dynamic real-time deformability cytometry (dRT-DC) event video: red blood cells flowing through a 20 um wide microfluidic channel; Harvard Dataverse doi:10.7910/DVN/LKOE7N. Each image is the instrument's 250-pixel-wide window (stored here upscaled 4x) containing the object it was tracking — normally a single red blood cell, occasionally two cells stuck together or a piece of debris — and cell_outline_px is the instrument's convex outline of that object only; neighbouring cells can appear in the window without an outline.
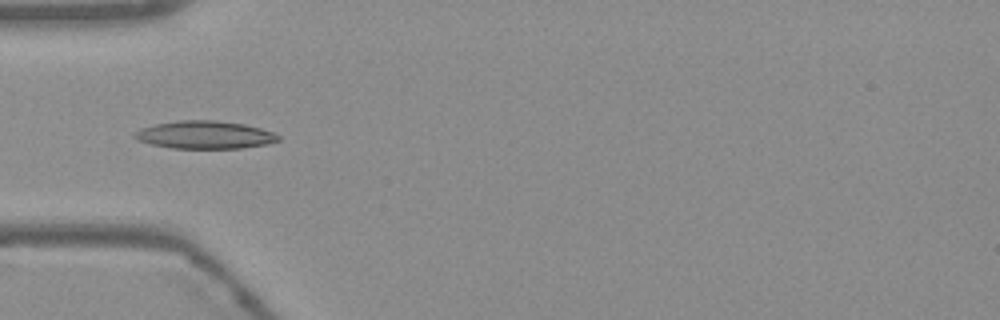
{"species": "Egyptian fruit bat (a non-hibernating species)", "species_latin": "Rousettus aegyptiacus", "temperature_condition": "warm", "stored_images_in_passage": 40, "camera_frame_rate_fps": 3000, "um_per_image_px": 0.085, "frame": {"image": 1, "passage_image": 3, "time_ms": 0.667, "image_size_px": [1000, 320], "cell_outline_px": [[280, 140], [268, 144], [240, 148], [172, 148], [152, 144], [136, 140], [132, 136], [132, 132], [140, 128], [156, 124], [176, 120], [212, 120], [244, 124], [276, 132], [280, 136]], "centroid_in_image_um": [17.4, 11.46], "position_along_channel_um": 67.6, "area_um2": 23.47}}
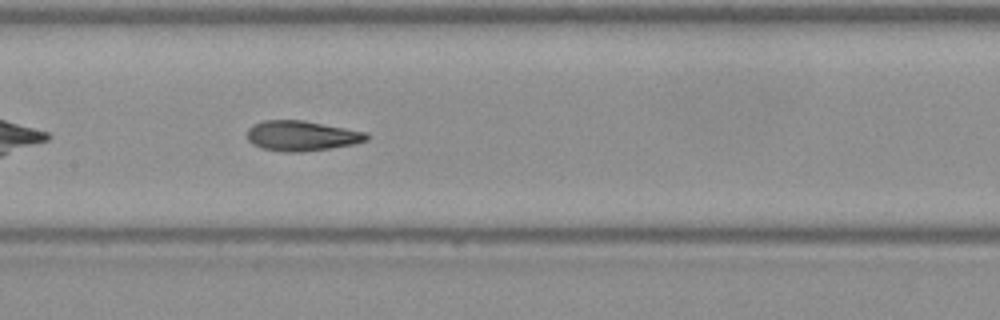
{"frame": {"image": 2, "passage_image": 12, "time_ms": 3.667, "image_size_px": [1000, 320], "cell_outline_px": [[368, 140], [356, 144], [300, 152], [284, 152], [260, 148], [252, 144], [248, 140], [248, 128], [252, 124], [264, 120], [304, 120], [368, 132]], "centroid_in_image_um": [25.64, 11.54], "position_along_channel_um": 181.8, "area_um2": 21.15}}
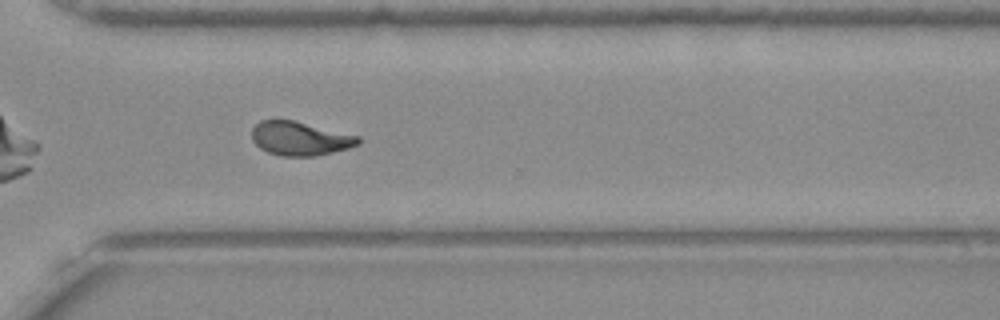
{"frame": {"image": 3, "passage_image": 25, "time_ms": 8.0, "image_size_px": [1000, 320], "cell_outline_px": [[360, 144], [348, 148], [316, 156], [280, 156], [268, 152], [260, 148], [252, 140], [252, 128], [260, 120], [292, 120], [360, 136]], "centroid_in_image_um": [25.5, 11.78], "position_along_channel_um": 345.1, "area_um2": 20.92}, "authors_computed_cell_mechanics": {"area_um2": 21.1548, "velocity_mm_per_s": 3.7741, "shape_relaxation_time_tau1_ms": 8.4349, "shape_relaxation_time_tau2_ms": 1.6766, "deformation_change_tau1": 0.2261, "deformation_change_tau2": 0.0839}}